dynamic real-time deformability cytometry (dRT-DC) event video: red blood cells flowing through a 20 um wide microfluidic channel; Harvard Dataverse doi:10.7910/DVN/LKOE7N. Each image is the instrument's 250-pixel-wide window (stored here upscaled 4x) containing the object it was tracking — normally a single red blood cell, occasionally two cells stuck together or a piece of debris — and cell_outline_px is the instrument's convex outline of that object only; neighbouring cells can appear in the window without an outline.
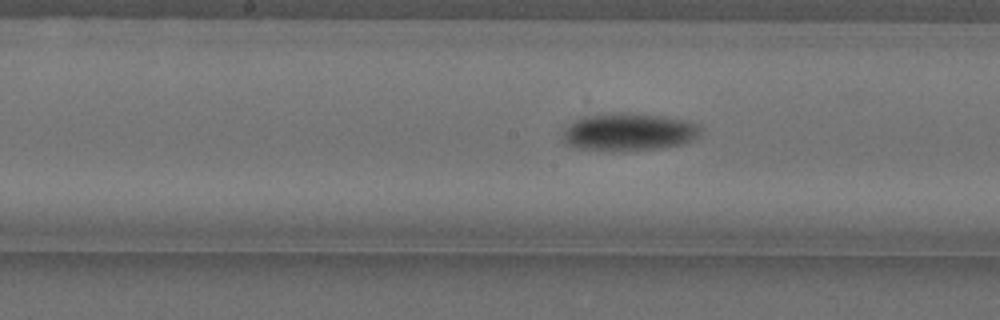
{"species": "Egyptian fruit bat (a non-hibernating species)", "species_latin": "Rousettus aegyptiacus", "temperature_condition": "cold", "stored_images_in_passage": 32, "camera_frame_rate_fps": 3000, "um_per_image_px": 0.085, "animal": {"sex": "female"}, "frame": {"image": 1, "passage_image": 15, "time_ms": 4.667, "image_size_px": [1000, 320], "cell_outline_px": [[704, 128], [692, 140], [684, 144], [660, 148], [576, 148], [564, 144], [564, 132], [568, 124], [584, 116], [612, 112], [624, 112], [664, 116], [688, 120]], "centroid_in_image_um": [53.49, 11.16], "position_along_channel_um": 194.7, "area_um2": 29.54}}
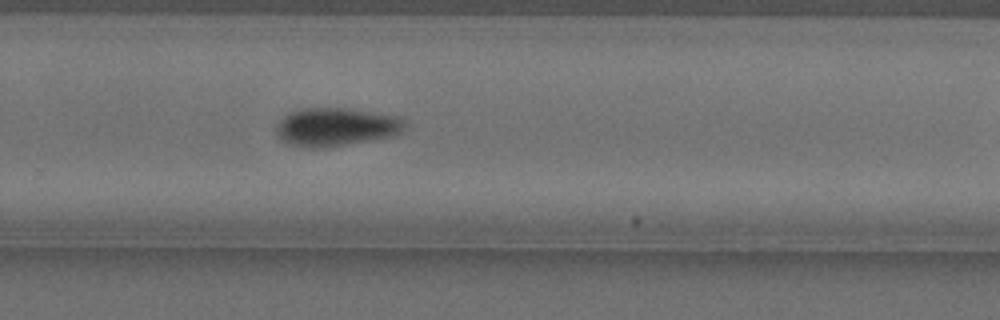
{"frame": {"image": 2, "passage_image": 24, "time_ms": 7.667, "image_size_px": [1000, 320], "cell_outline_px": [[404, 128], [400, 132], [392, 136], [324, 148], [312, 148], [292, 144], [284, 140], [276, 132], [276, 124], [288, 112], [304, 108], [344, 108], [396, 116], [404, 124]], "centroid_in_image_um": [28.51, 10.78], "position_along_channel_um": 301.3, "area_um2": 28.09}}
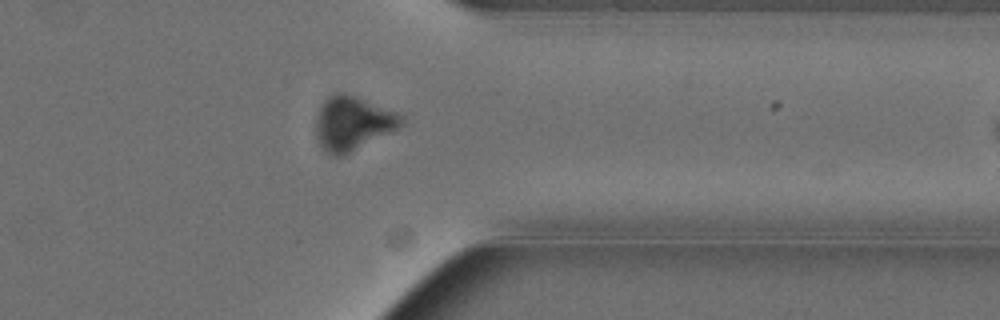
{"frame": {"image": 3, "passage_image": 31, "time_ms": 10.0, "image_size_px": [1000, 320], "cell_outline_px": [[404, 120], [400, 128], [344, 156], [336, 156], [324, 152], [316, 136], [316, 112], [324, 100], [328, 96], [336, 92], [344, 92], [356, 96], [396, 112], [404, 116]], "centroid_in_image_um": [29.96, 10.48], "position_along_channel_um": 381.4, "area_um2": 27.22}}